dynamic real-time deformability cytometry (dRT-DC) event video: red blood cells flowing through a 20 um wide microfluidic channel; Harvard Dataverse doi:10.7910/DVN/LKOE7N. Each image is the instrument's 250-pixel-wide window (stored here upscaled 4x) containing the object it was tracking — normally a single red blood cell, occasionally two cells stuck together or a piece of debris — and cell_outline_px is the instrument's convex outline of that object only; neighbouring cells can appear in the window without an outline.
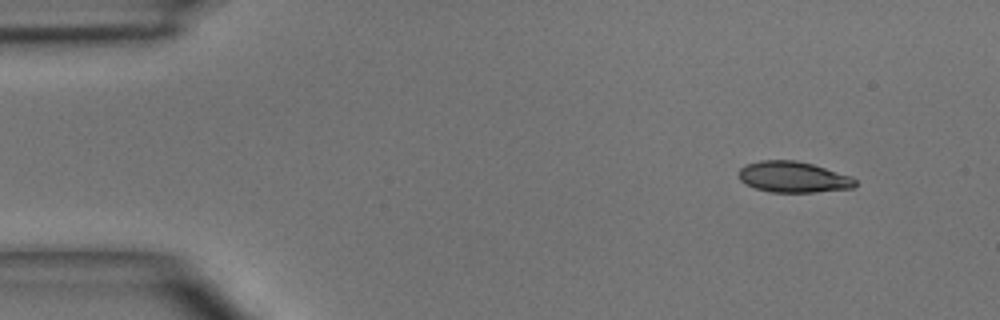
{"species": "common noctule bat (a hibernating species)", "species_latin": "Nyctalus noctula", "temperature_condition": "room temperature", "stored_images_in_passage": 4, "segment_of_instrument_passage": [2, 2], "camera_frame_rate_fps": 3000, "um_per_image_px": 0.085, "animal": {"sex": "male", "body_mass_g": 15.6}, "frame": {"image": 1, "passage_image": 4, "time_ms": 4.333, "image_size_px": [1000, 320], "cell_outline_px": [[856, 184], [852, 188], [816, 192], [768, 192], [744, 184], [740, 180], [736, 172], [740, 168], [748, 164], [760, 160], [796, 160], [812, 164], [852, 176], [856, 180]], "centroid_in_image_um": [67.4, 15.05], "position_along_channel_um": 17.6, "area_um2": 21.15}}